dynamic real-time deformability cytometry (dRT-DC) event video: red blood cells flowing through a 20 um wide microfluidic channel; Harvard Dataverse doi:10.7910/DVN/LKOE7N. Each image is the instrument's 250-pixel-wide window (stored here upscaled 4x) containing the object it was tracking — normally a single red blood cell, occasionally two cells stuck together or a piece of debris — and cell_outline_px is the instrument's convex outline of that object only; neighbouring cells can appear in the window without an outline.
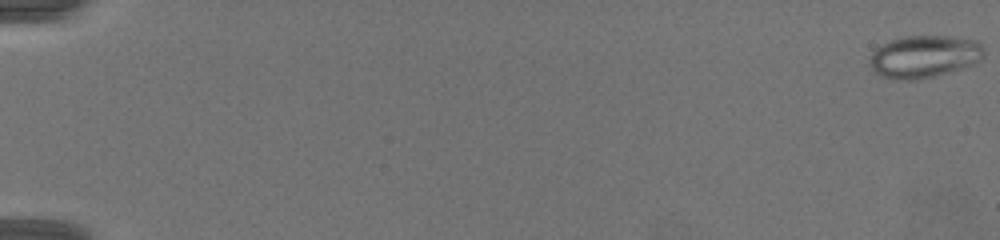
{"species": "common noctule bat (a hibernating species)", "species_latin": "Nyctalus noctula", "temperature_condition": "warm", "stored_images_in_passage": 68, "camera_frame_rate_fps": 3000, "um_per_image_px": 0.085, "animal": {"sex": "female", "body_mass_g": 19.5, "forearm_length_mm": 54.1}, "frame": {"image": 1, "passage_image": 1, "time_ms": 0.0, "image_size_px": [1000, 240], "cell_outline_px": [[984, 56], [980, 60], [960, 68], [948, 72], [916, 80], [896, 80], [884, 76], [876, 72], [868, 64], [868, 60], [872, 52], [876, 48], [892, 40], [904, 36], [952, 36], [976, 40], [984, 48]], "centroid_in_image_um": [78.54, 4.8], "position_along_channel_um": 6.5, "area_um2": 28.03}}
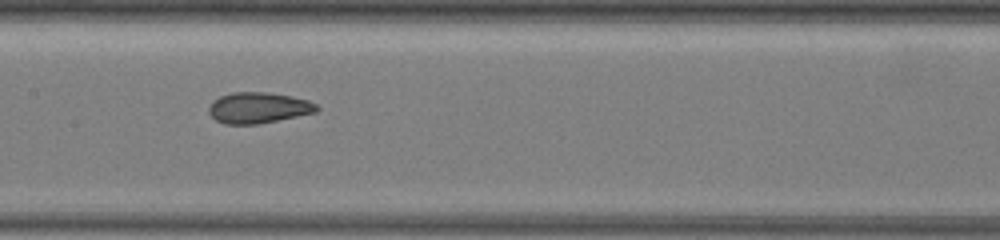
{"frame": {"image": 2, "passage_image": 37, "time_ms": 12.0, "image_size_px": [1000, 240], "cell_outline_px": [[320, 108], [316, 112], [256, 124], [224, 124], [216, 120], [208, 112], [208, 108], [212, 100], [220, 96], [232, 92], [268, 92], [292, 96], [308, 100], [316, 104]], "centroid_in_image_um": [21.94, 9.15], "position_along_channel_um": 185.5, "area_um2": 19.42}}
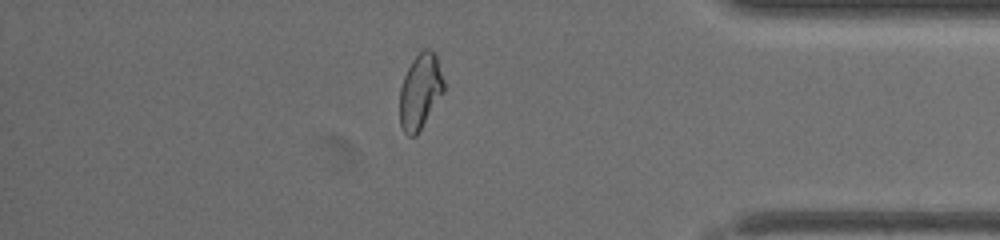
{"frame": {"image": 3, "passage_image": 59, "time_ms": 19.333, "image_size_px": [1000, 240], "cell_outline_px": [[444, 92], [416, 136], [408, 136], [404, 132], [400, 124], [400, 88], [404, 76], [412, 60], [424, 48], [428, 48], [436, 52], [444, 80]], "centroid_in_image_um": [35.73, 7.75], "position_along_channel_um": 399.5, "area_um2": 19.42}, "authors_computed_cell_mechanics": {"area_um2": 20.2589, "velocity_mm_per_s": 3.2462, "shape_relaxation_time_tau1_ms": null, "shape_relaxation_time_tau2_ms": 1.1741, "deformation_change_tau1": null, "deformation_change_tau2": 0.0709}}